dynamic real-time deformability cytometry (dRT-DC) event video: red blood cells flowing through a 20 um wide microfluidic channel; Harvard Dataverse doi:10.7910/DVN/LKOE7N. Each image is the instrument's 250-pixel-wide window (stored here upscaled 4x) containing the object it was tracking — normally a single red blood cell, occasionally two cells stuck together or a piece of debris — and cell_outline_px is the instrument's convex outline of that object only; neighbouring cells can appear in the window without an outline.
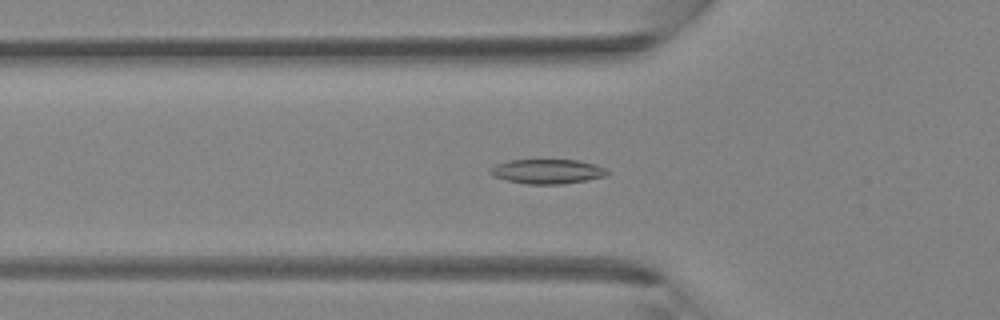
{"species": "Egyptian fruit bat (a non-hibernating species)", "species_latin": "Rousettus aegyptiacus", "temperature_condition": "room temperature", "stored_images_in_passage": 40, "camera_frame_rate_fps": 3000, "um_per_image_px": 0.085, "animal": {"sex": "female"}, "frame": {"image": 1, "passage_image": 13, "time_ms": 4.0, "image_size_px": [1000, 320], "cell_outline_px": [[612, 172], [604, 176], [588, 180], [564, 184], [524, 184], [492, 176], [488, 172], [488, 168], [496, 164], [508, 160], [580, 160], [596, 164], [608, 168]], "centroid_in_image_um": [46.55, 14.57], "position_along_channel_um": 79.3, "area_um2": 17.11}}
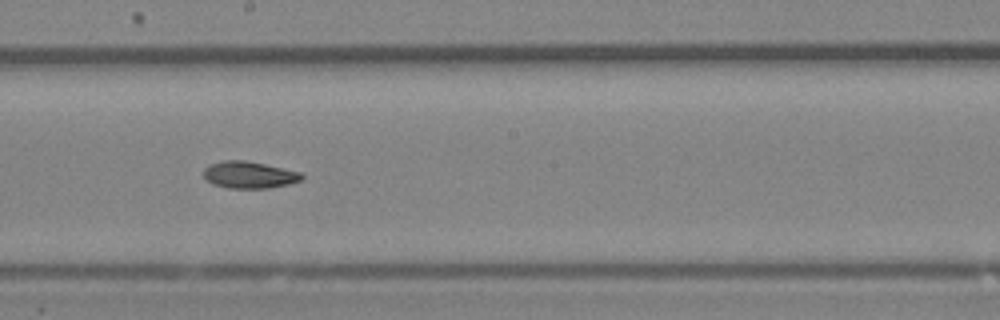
{"frame": {"image": 2, "passage_image": 22, "time_ms": 7.0, "image_size_px": [1000, 320], "cell_outline_px": [[304, 176], [300, 180], [288, 184], [268, 188], [228, 188], [212, 184], [204, 176], [204, 168], [208, 164], [224, 160], [244, 160], [264, 164], [300, 172]], "centroid_in_image_um": [21.14, 14.86], "position_along_channel_um": 227.1, "area_um2": 15.26}}
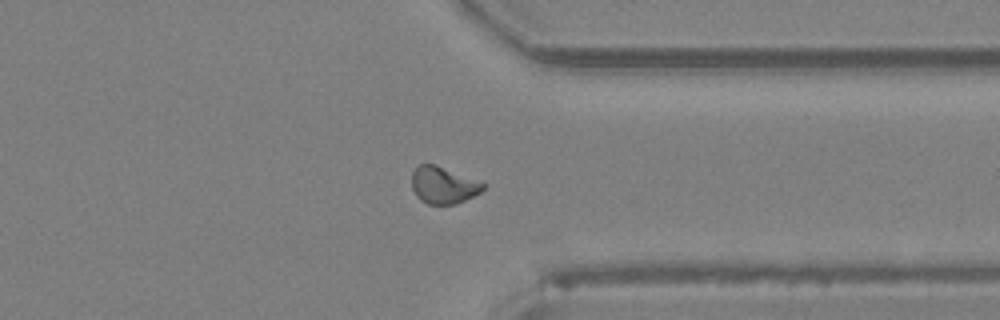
{"frame": {"image": 3, "passage_image": 31, "time_ms": 10.0, "image_size_px": [1000, 320], "cell_outline_px": [[488, 184], [480, 192], [456, 204], [428, 204], [420, 200], [416, 196], [412, 188], [412, 172], [420, 164], [436, 164]], "centroid_in_image_um": [37.68, 15.73], "position_along_channel_um": 373.7, "area_um2": 15.37}}